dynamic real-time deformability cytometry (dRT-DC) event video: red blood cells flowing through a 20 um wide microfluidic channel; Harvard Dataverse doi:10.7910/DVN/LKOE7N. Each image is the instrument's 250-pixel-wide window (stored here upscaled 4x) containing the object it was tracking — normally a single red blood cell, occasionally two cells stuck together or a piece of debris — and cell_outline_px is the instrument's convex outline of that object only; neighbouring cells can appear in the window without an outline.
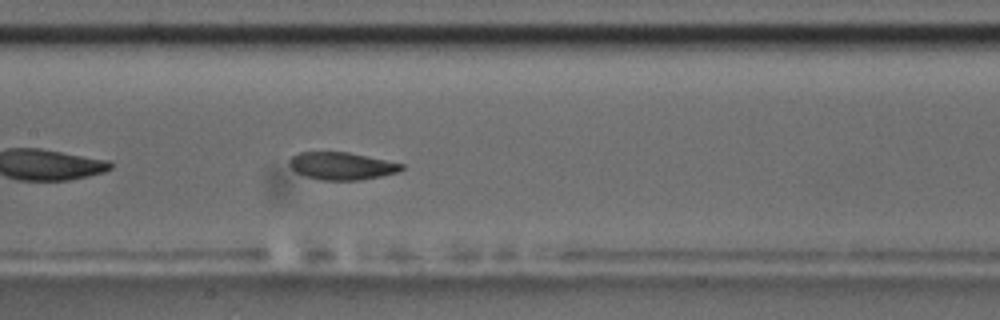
{"species": "common noctule bat (a hibernating species)", "species_latin": "Nyctalus noctula", "temperature_condition": "room temperature", "stored_images_in_passage": 30, "camera_frame_rate_fps": 3000, "um_per_image_px": 0.085, "animal": {"sex": "male", "body_mass_g": 17.5, "forearm_length_mm": 52.3}, "frame": {"image": 1, "passage_image": 13, "time_ms": 4.0, "image_size_px": [1000, 320], "cell_outline_px": [[404, 168], [396, 172], [380, 176], [360, 180], [320, 180], [304, 176], [296, 172], [288, 164], [292, 156], [300, 152], [348, 152], [404, 164]], "centroid_in_image_um": [29.01, 14.11], "position_along_channel_um": 178.4, "area_um2": 17.86}, "authors_computed_cell_mechanics": {"area_um2": 18.5538, "velocity_mm_per_s": 3.6711, "shape_relaxation_time_tau1_ms": 3.7297, "shape_relaxation_time_tau2_ms": 2.592, "deformation_change_tau1": 0.1349, "deformation_change_tau2": 0.0813}}